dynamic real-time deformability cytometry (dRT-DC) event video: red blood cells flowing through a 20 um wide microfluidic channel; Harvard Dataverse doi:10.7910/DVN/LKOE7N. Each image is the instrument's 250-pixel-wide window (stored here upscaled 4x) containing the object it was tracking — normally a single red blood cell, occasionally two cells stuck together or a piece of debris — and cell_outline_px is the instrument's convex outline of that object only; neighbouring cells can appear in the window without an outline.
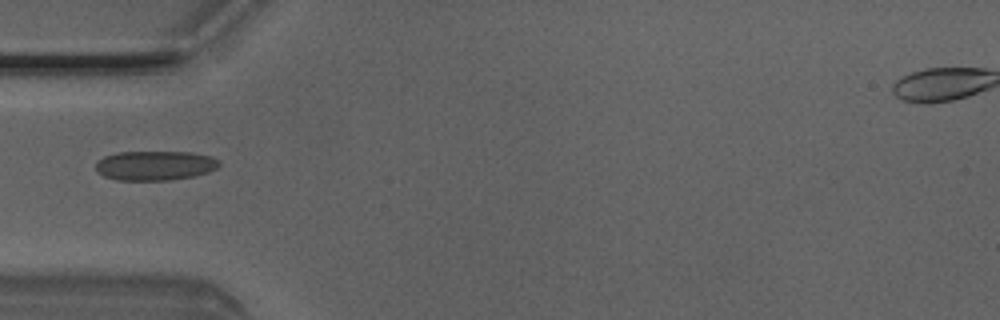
{"species": "Egyptian fruit bat (a non-hibernating species)", "species_latin": "Rousettus aegyptiacus", "temperature_condition": "room temperature", "stored_images_in_passage": 4, "camera_frame_rate_fps": 3000, "um_per_image_px": 0.085, "animal": {"sex": "male"}, "frame": {"image": 1, "passage_image": 4, "time_ms": 1.0, "image_size_px": [1000, 320], "cell_outline_px": [[220, 164], [216, 168], [208, 172], [196, 176], [168, 180], [116, 180], [104, 176], [96, 172], [96, 164], [104, 156], [116, 152], [192, 152], [212, 156], [220, 160]], "centroid_in_image_um": [13.19, 14.07], "position_along_channel_um": 71.8, "area_um2": 21.39}}